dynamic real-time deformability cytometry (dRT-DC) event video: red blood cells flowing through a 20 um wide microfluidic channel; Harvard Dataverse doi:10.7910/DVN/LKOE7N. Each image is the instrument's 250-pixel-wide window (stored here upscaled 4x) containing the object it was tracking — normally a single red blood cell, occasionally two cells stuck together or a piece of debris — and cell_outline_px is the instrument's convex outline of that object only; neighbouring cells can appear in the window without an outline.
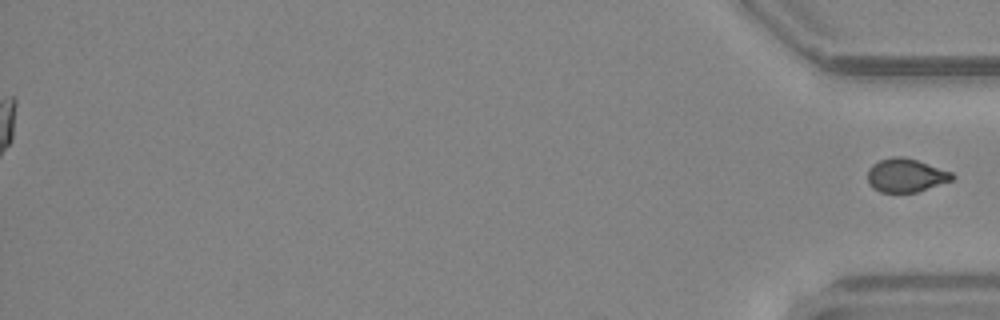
{"species": "common noctule bat (a hibernating species)", "species_latin": "Nyctalus noctula", "temperature_condition": "warm", "stored_images_in_passage": 54, "segment_of_instrument_passage": [2, 2], "camera_frame_rate_fps": 3000, "um_per_image_px": 0.085, "animal": {"sex": "female", "body_mass_g": 24.6, "forearm_length_mm": 56.2}, "frame": {"image": 1, "passage_image": 54, "time_ms": 17.667, "image_size_px": [1000, 320], "cell_outline_px": [[956, 176], [952, 180], [916, 192], [880, 192], [872, 188], [868, 184], [868, 168], [872, 164], [880, 160], [892, 156], [904, 156], [952, 172]], "centroid_in_image_um": [76.97, 14.9], "position_along_channel_um": 358.2, "area_um2": 16.53}}